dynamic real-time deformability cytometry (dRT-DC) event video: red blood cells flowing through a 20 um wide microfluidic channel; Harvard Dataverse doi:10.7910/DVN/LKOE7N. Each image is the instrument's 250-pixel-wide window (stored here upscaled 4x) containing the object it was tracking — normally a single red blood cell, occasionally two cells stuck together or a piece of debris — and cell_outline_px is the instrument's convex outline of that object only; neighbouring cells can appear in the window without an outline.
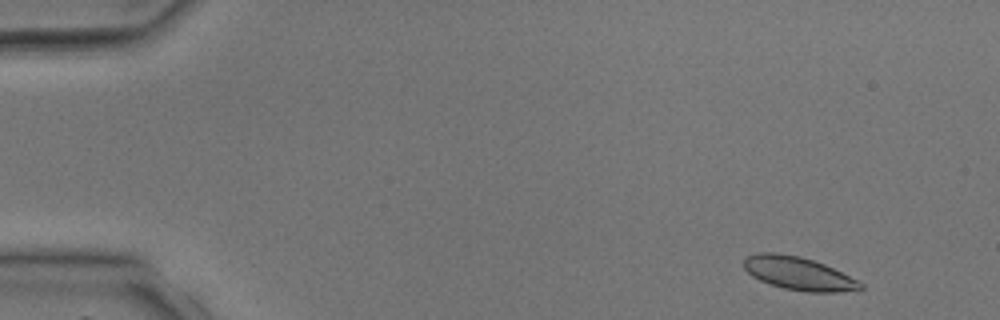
{"species": "common noctule bat (a hibernating species)", "species_latin": "Nyctalus noctula", "temperature_condition": "room temperature", "stored_images_in_passage": 3, "camera_frame_rate_fps": 3000, "um_per_image_px": 0.085, "animal": {"sex": "male", "body_mass_g": 17.9, "forearm_length_mm": 54.2}, "frame": {"image": 1, "passage_image": 1, "time_ms": 0.0, "image_size_px": [1000, 320], "cell_outline_px": [[864, 288], [836, 292], [808, 292], [784, 288], [760, 280], [752, 276], [744, 268], [744, 260], [748, 256], [756, 252], [776, 252], [800, 256], [824, 264], [864, 284]], "centroid_in_image_um": [67.83, 23.23], "position_along_channel_um": 17.2, "area_um2": 22.2}}
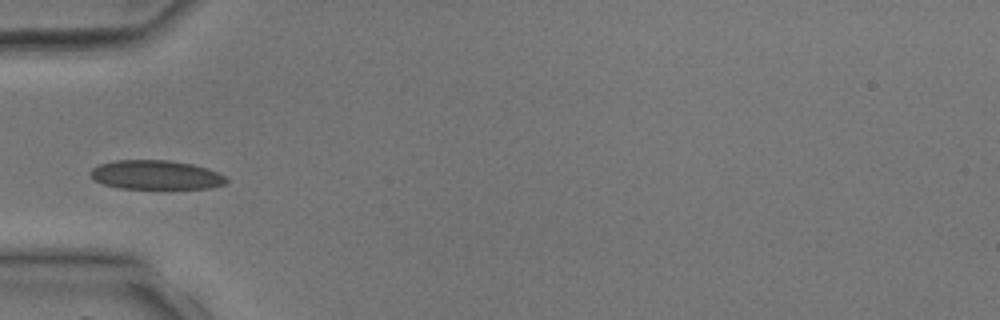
{"frame": {"image": 2, "passage_image": 3, "time_ms": 3.333, "image_size_px": [1000, 320], "cell_outline_px": [[228, 180], [224, 184], [208, 188], [120, 188], [104, 184], [96, 180], [88, 172], [92, 168], [100, 164], [116, 160], [168, 160], [192, 164], [208, 168], [224, 176]], "centroid_in_image_um": [13.24, 14.86], "position_along_channel_um": 71.8, "area_um2": 22.83}}